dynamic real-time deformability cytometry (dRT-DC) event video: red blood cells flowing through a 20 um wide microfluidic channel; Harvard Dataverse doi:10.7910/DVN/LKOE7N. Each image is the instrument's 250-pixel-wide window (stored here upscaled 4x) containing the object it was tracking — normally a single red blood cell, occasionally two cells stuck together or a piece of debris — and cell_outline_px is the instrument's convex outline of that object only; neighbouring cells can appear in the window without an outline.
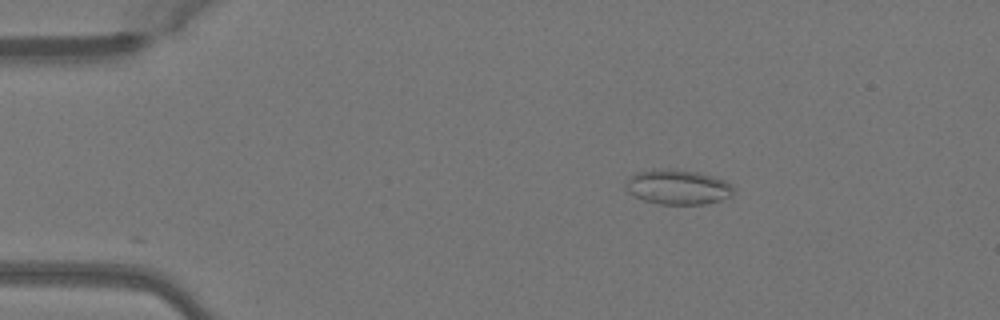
{"species": "Egyptian fruit bat (a non-hibernating species)", "species_latin": "Rousettus aegyptiacus", "temperature_condition": "warm", "stored_images_in_passage": 42, "camera_frame_rate_fps": 3000, "um_per_image_px": 0.085, "animal": {"sex": "female"}, "frame": {"image": 1, "passage_image": 1, "time_ms": 0.0, "image_size_px": [1000, 320], "cell_outline_px": [[732, 196], [708, 204], [660, 204], [644, 200], [628, 192], [624, 188], [624, 184], [636, 172], [652, 168], [668, 168], [696, 172], [712, 176], [724, 180], [732, 184]], "centroid_in_image_um": [57.59, 15.89], "position_along_channel_um": 27.4, "area_um2": 21.96}}
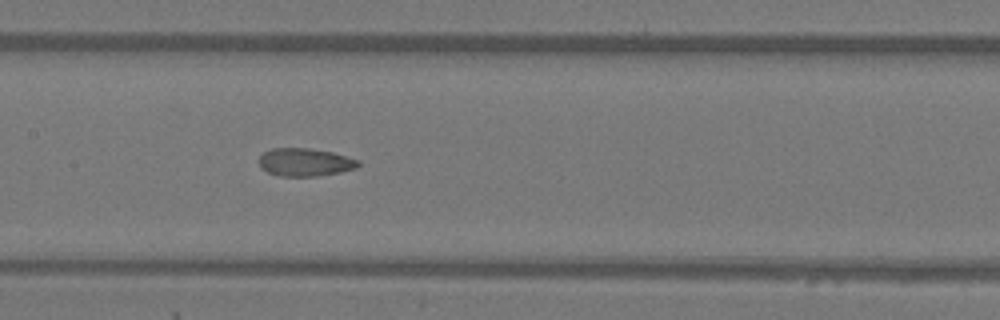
{"frame": {"image": 2, "passage_image": 17, "time_ms": 5.333, "image_size_px": [1000, 320], "cell_outline_px": [[360, 164], [356, 168], [340, 172], [316, 176], [280, 176], [268, 172], [260, 168], [260, 156], [264, 152], [272, 148], [308, 148], [332, 152], [360, 160]], "centroid_in_image_um": [25.93, 13.79], "position_along_channel_um": 181.5, "area_um2": 16.13}}
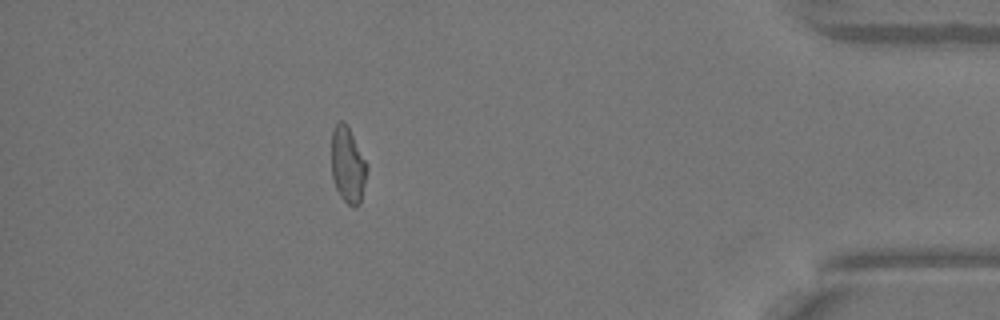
{"frame": {"image": 3, "passage_image": 37, "time_ms": 12.0, "image_size_px": [1000, 320], "cell_outline_px": [[368, 168], [360, 204], [356, 208], [352, 208], [340, 196], [336, 188], [332, 176], [332, 128], [340, 120], [344, 120], [368, 164]], "centroid_in_image_um": [29.57, 14.05], "position_along_channel_um": 405.6, "area_um2": 15.78}}